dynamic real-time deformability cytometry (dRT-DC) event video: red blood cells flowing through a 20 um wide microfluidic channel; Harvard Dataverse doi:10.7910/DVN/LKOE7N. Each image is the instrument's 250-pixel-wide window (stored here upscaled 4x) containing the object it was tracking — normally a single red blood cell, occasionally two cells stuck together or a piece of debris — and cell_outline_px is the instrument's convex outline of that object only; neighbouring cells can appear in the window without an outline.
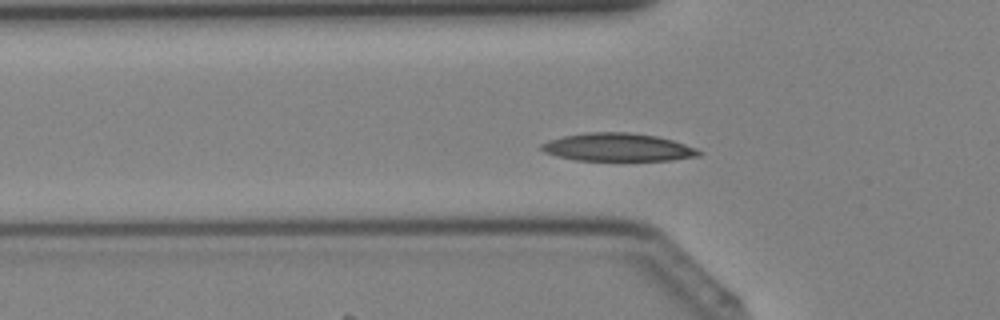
{"species": "Egyptian fruit bat (a non-hibernating species)", "species_latin": "Rousettus aegyptiacus", "temperature_condition": "cold", "stored_images_in_passage": 35, "camera_frame_rate_fps": 3000, "um_per_image_px": 0.085, "animal": {"sex": "female"}, "frame": {"image": 1, "passage_image": 8, "time_ms": 2.333, "image_size_px": [1000, 320], "cell_outline_px": [[704, 152], [700, 156], [672, 160], [576, 160], [556, 156], [544, 152], [540, 148], [540, 144], [548, 140], [564, 136], [584, 132], [628, 132], [656, 136], [672, 140], [696, 148]], "centroid_in_image_um": [52.51, 12.51], "position_along_channel_um": 73.3, "area_um2": 25.72}}
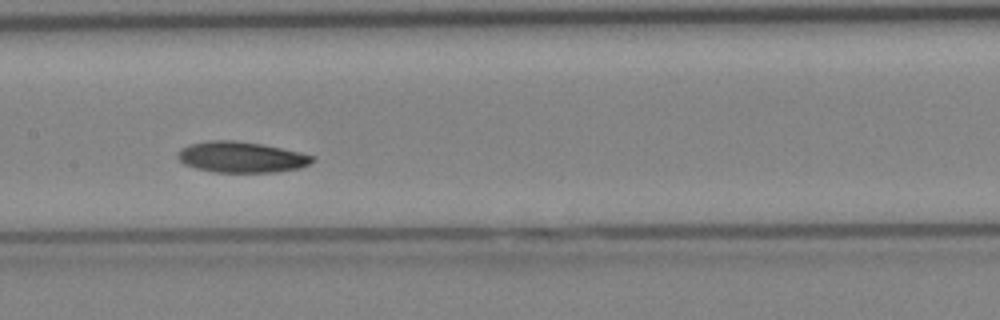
{"frame": {"image": 2, "passage_image": 15, "time_ms": 4.667, "image_size_px": [1000, 320], "cell_outline_px": [[316, 160], [300, 168], [276, 172], [212, 172], [196, 168], [184, 164], [176, 156], [176, 152], [180, 148], [188, 144], [208, 140], [236, 140], [260, 144], [300, 152], [312, 156]], "centroid_in_image_um": [20.46, 13.35], "position_along_channel_um": 186.9, "area_um2": 24.33}}
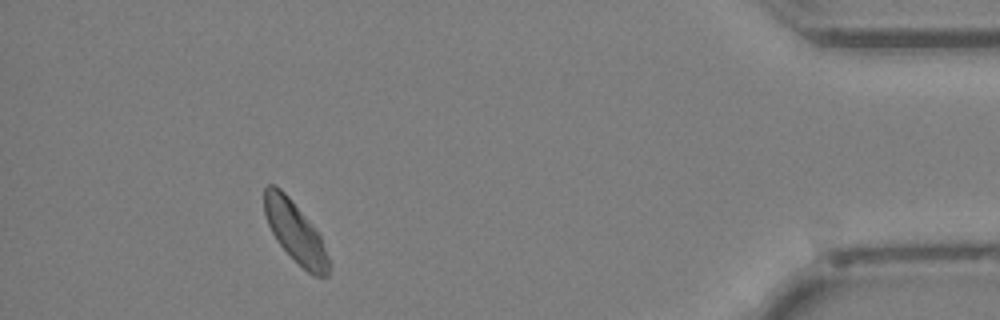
{"frame": {"image": 3, "passage_image": 32, "time_ms": 10.333, "image_size_px": [1000, 320], "cell_outline_px": [[332, 268], [328, 276], [316, 276], [308, 272], [276, 240], [268, 224], [264, 212], [264, 188], [268, 184], [272, 184], [280, 188], [288, 196], [320, 236], [332, 264]], "centroid_in_image_um": [25.11, 19.74], "position_along_channel_um": 410.1, "area_um2": 22.37}}